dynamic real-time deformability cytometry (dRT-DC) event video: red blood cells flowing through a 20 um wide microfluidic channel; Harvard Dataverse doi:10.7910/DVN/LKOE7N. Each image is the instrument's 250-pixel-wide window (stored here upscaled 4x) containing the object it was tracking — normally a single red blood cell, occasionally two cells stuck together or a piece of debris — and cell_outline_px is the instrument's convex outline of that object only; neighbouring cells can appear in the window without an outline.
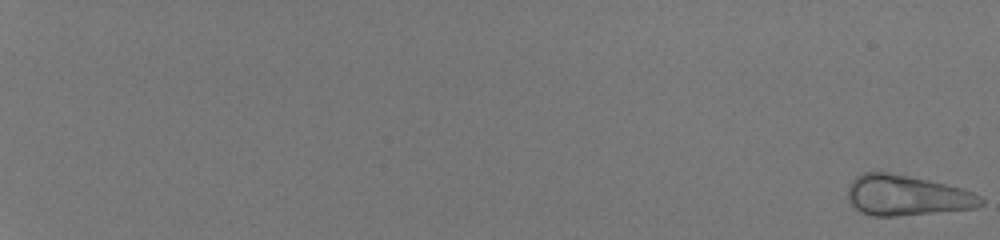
{"species": "human", "species_latin": "Homo sapiens", "temperature_condition": "room temperature", "stored_images_in_passage": 56, "camera_frame_rate_fps": 3000, "um_per_image_px": 0.085, "donor": {"sex": "male"}, "frame": {"image": 1, "passage_image": 1, "time_ms": 0.0, "image_size_px": [1000, 240], "cell_outline_px": [[984, 204], [976, 208], [896, 216], [872, 216], [860, 212], [848, 200], [848, 184], [856, 176], [864, 172], [888, 172], [928, 180], [964, 188], [980, 196], [984, 200]], "centroid_in_image_um": [77.07, 16.61], "position_along_channel_um": 7.9, "area_um2": 31.39}}
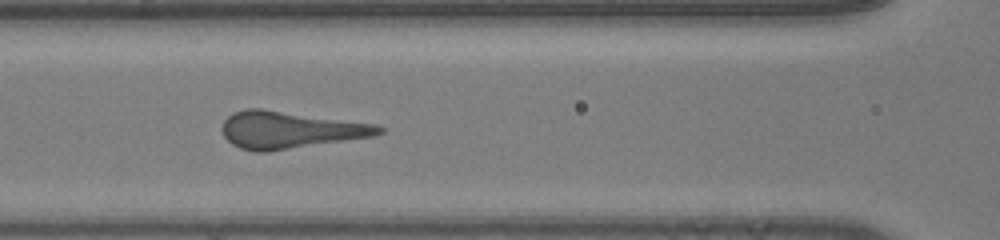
{"frame": {"image": 2, "passage_image": 32, "time_ms": 10.333, "image_size_px": [1000, 240], "cell_outline_px": [[384, 132], [372, 136], [268, 152], [256, 152], [240, 148], [232, 144], [224, 136], [220, 128], [224, 120], [232, 112], [244, 108], [260, 108], [376, 124], [384, 128]], "centroid_in_image_um": [24.58, 11.03], "position_along_channel_um": 142.0, "area_um2": 33.87}}
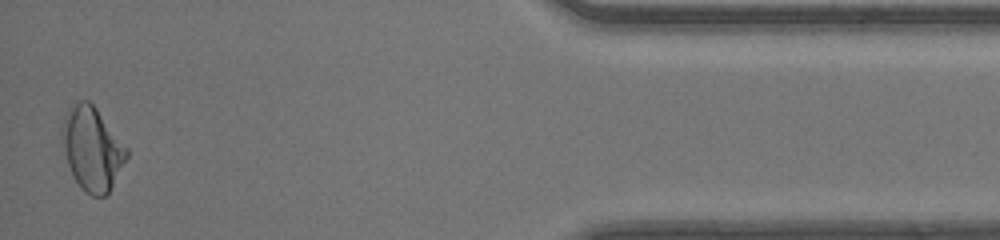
{"frame": {"image": 3, "passage_image": 56, "time_ms": 18.333, "image_size_px": [1000, 240], "cell_outline_px": [[128, 156], [112, 188], [104, 196], [92, 196], [84, 192], [80, 188], [72, 176], [60, 140], [60, 128], [68, 108], [72, 104], [80, 100], [88, 100], [96, 108], [128, 148]], "centroid_in_image_um": [7.8, 12.65], "position_along_channel_um": 427.4, "area_um2": 31.73}}